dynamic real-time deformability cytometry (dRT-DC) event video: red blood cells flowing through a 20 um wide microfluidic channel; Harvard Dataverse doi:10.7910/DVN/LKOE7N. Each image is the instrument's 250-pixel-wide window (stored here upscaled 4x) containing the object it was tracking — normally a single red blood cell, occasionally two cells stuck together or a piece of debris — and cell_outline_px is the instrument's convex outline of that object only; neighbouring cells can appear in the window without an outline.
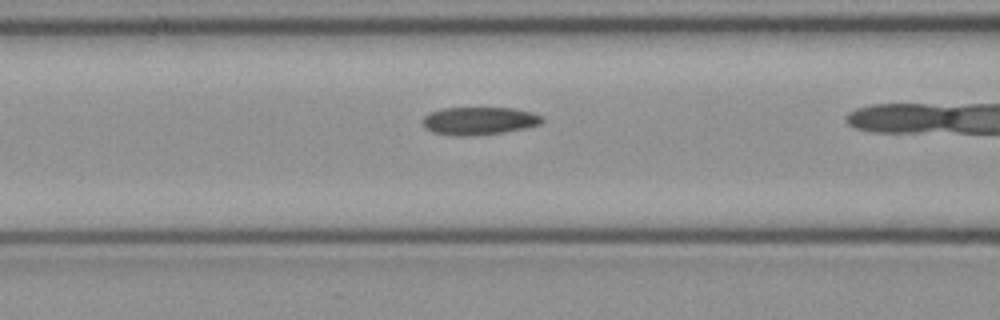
{"species": "common noctule bat (a hibernating species)", "species_latin": "Nyctalus noctula", "temperature_condition": "cold", "stored_images_in_passage": 28, "camera_frame_rate_fps": 3000, "um_per_image_px": 0.085, "animal": {"sex": "female", "body_mass_g": 21.9}, "frame": {"image": 1, "passage_image": 14, "time_ms": 4.333, "image_size_px": [1000, 320], "cell_outline_px": [[544, 120], [540, 124], [524, 128], [504, 132], [472, 136], [452, 136], [432, 132], [424, 128], [420, 120], [428, 112], [444, 108], [512, 108], [532, 112], [544, 116]], "centroid_in_image_um": [40.68, 10.28], "position_along_channel_um": 125.9, "area_um2": 19.71}}
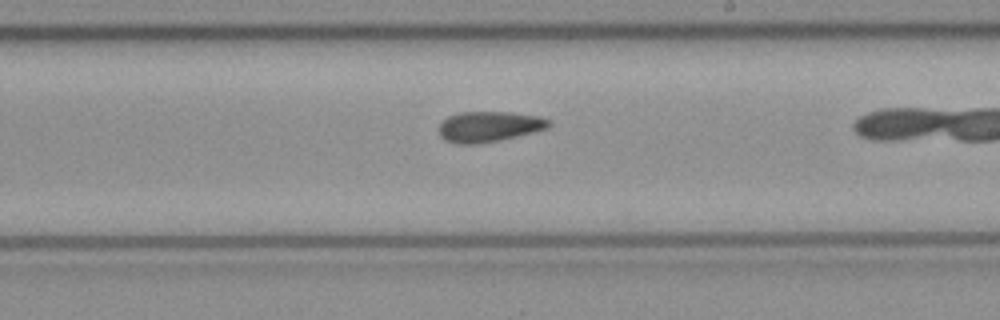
{"frame": {"image": 2, "passage_image": 23, "time_ms": 7.333, "image_size_px": [1000, 320], "cell_outline_px": [[552, 124], [544, 128], [532, 132], [500, 140], [476, 144], [456, 144], [444, 140], [440, 136], [440, 124], [448, 116], [460, 112], [512, 112], [536, 116], [548, 120]], "centroid_in_image_um": [41.51, 10.76], "position_along_channel_um": 247.5, "area_um2": 19.31}}
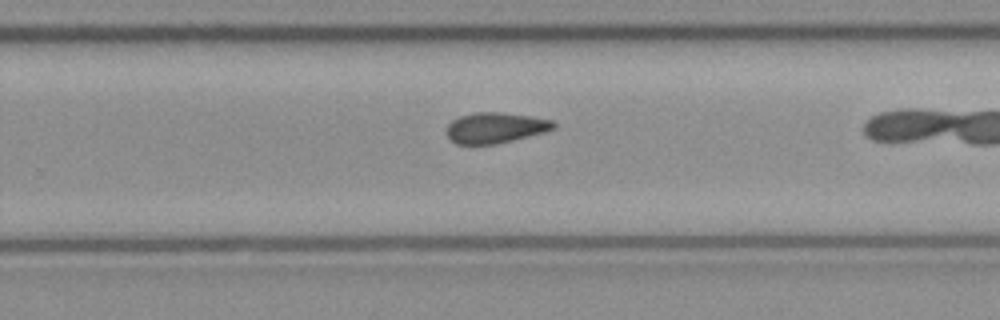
{"frame": {"image": 3, "passage_image": 26, "time_ms": 8.333, "image_size_px": [1000, 320], "cell_outline_px": [[556, 128], [544, 132], [496, 144], [456, 144], [444, 132], [448, 124], [452, 120], [460, 116], [476, 112], [500, 112], [528, 116], [552, 120], [556, 124]], "centroid_in_image_um": [42.07, 10.86], "position_along_channel_um": 287.7, "area_um2": 19.02}}